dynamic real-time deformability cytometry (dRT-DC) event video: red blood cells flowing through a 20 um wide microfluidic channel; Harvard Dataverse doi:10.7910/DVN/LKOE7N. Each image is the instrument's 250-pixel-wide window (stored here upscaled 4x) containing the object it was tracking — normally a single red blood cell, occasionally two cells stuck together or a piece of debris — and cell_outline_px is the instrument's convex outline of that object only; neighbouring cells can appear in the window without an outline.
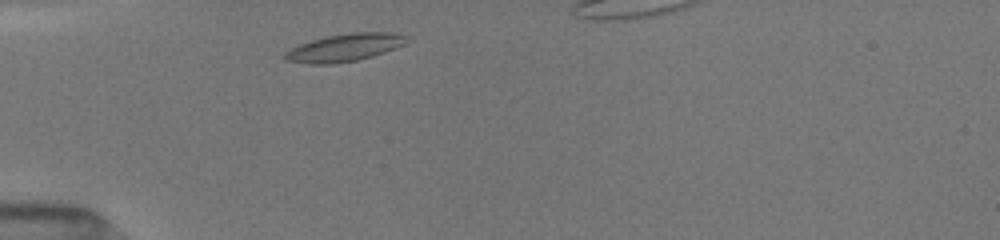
{"species": "common noctule bat (a hibernating species)", "species_latin": "Nyctalus noctula", "temperature_condition": "room temperature", "stored_images_in_passage": 8, "segment_of_instrument_passage": [1, 2], "camera_frame_rate_fps": 3000, "um_per_image_px": 0.085, "animal": {"sex": "female", "body_mass_g": 19.5, "forearm_length_mm": 54.1}, "frame": {"image": 1, "passage_image": 2, "time_ms": 0.333, "image_size_px": [1000, 240], "cell_outline_px": [[404, 44], [384, 52], [372, 56], [356, 60], [332, 64], [308, 64], [284, 60], [284, 52], [300, 44], [312, 40], [328, 36], [352, 32], [392, 32], [404, 36]], "centroid_in_image_um": [29.22, 4.05], "position_along_channel_um": 55.8, "area_um2": 19.25}}
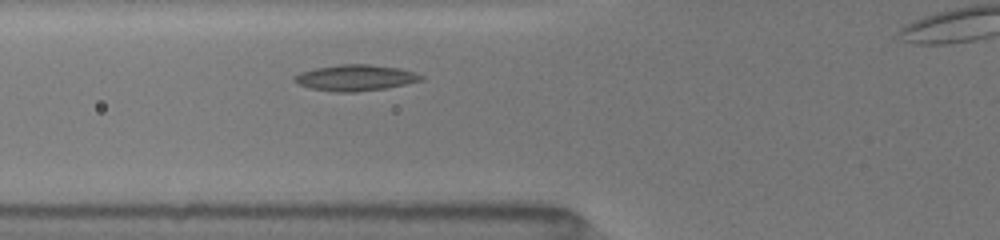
{"frame": {"image": 2, "passage_image": 7, "time_ms": 1.667, "image_size_px": [1000, 240], "cell_outline_px": [[424, 76], [420, 80], [404, 84], [384, 88], [356, 92], [336, 92], [312, 88], [300, 84], [292, 80], [292, 76], [316, 68], [340, 64], [368, 64], [396, 68], [412, 72]], "centroid_in_image_um": [30.17, 6.61], "position_along_channel_um": 95.6, "area_um2": 18.73}}